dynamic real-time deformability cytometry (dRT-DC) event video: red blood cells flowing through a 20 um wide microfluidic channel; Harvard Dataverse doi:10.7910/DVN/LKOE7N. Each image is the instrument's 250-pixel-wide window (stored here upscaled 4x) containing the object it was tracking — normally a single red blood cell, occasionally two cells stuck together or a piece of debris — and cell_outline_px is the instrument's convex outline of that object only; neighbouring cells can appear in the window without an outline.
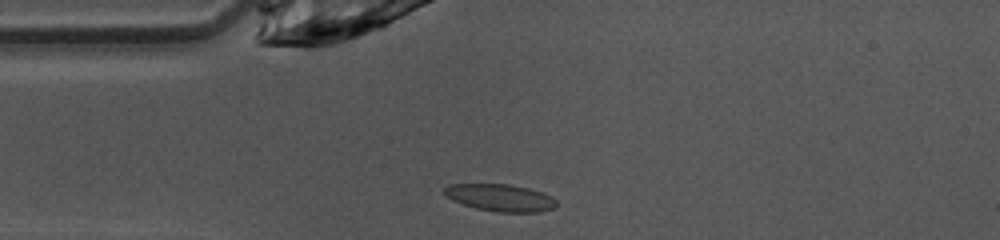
{"species": "common noctule bat (a hibernating species)", "species_latin": "Nyctalus noctula", "temperature_condition": "warm", "stored_images_in_passage": 38, "camera_frame_rate_fps": 3000, "um_per_image_px": 0.085, "animal": {"sex": "female", "body_mass_g": 10.0, "forearm_length_mm": 53.1}, "frame": {"image": 1, "passage_image": 1, "time_ms": 0.0, "image_size_px": [1000, 240], "cell_outline_px": [[556, 204], [552, 208], [540, 212], [500, 212], [476, 208], [452, 200], [444, 192], [444, 188], [448, 184], [508, 184], [528, 188], [552, 196], [556, 200]], "centroid_in_image_um": [42.53, 16.8], "position_along_channel_um": 42.5, "area_um2": 17.51}}
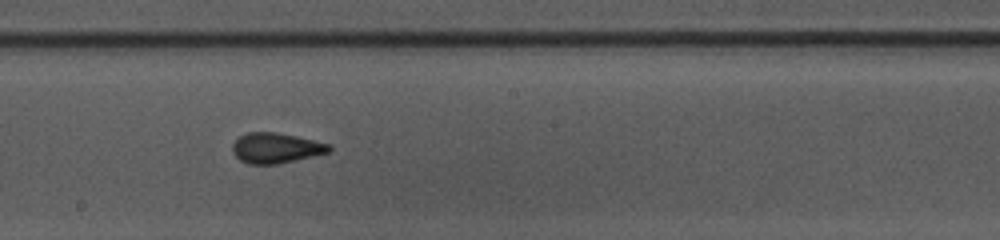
{"frame": {"image": 2, "passage_image": 15, "time_ms": 4.667, "image_size_px": [1000, 240], "cell_outline_px": [[332, 148], [328, 152], [280, 164], [248, 164], [240, 160], [232, 152], [232, 144], [240, 136], [248, 132], [276, 132], [296, 136], [332, 144]], "centroid_in_image_um": [23.45, 12.58], "position_along_channel_um": 224.7, "area_um2": 17.11}}
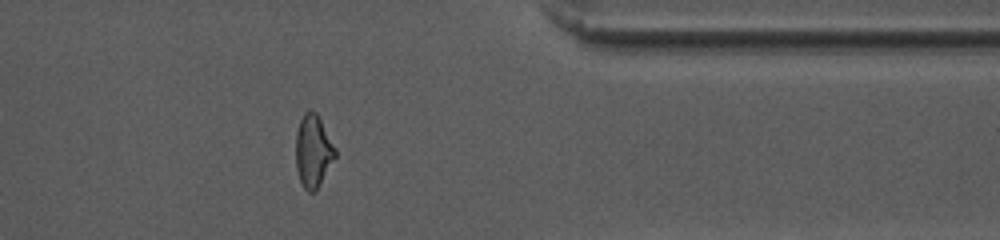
{"frame": {"image": 3, "passage_image": 28, "time_ms": 9.0, "image_size_px": [1000, 240], "cell_outline_px": [[336, 156], [316, 192], [308, 192], [304, 188], [300, 180], [296, 168], [296, 132], [300, 120], [304, 112], [316, 112], [336, 148]], "centroid_in_image_um": [26.62, 12.87], "position_along_channel_um": 384.8, "area_um2": 16.59}, "authors_computed_cell_mechanics": {"area_um2": 17.1088, "velocity_mm_per_s": 4.1037, "shape_relaxation_time_tau1_ms": 4.6294, "shape_relaxation_time_tau2_ms": 1.3355, "deformation_change_tau1": 0.1513, "deformation_change_tau2": 0.0959}}